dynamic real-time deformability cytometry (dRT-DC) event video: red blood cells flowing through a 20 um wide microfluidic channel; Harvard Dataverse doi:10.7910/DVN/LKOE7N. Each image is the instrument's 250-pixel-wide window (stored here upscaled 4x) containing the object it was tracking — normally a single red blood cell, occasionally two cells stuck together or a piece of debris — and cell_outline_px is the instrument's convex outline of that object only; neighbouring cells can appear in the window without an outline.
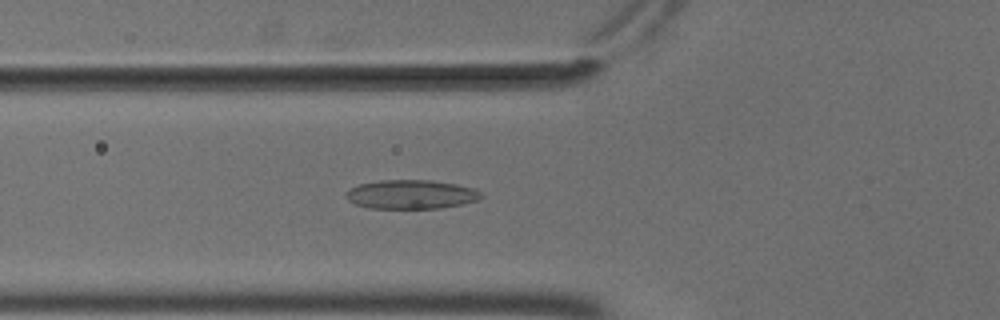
{"species": "common noctule bat (a hibernating species)", "species_latin": "Nyctalus noctula", "temperature_condition": "cold", "stored_images_in_passage": 49, "camera_frame_rate_fps": 3000, "um_per_image_px": 0.085, "animal": {"sex": "male", "body_mass_g": 18.8}, "frame": {"image": 1, "passage_image": 15, "time_ms": 4.667, "image_size_px": [1000, 320], "cell_outline_px": [[484, 196], [476, 200], [460, 204], [440, 208], [368, 208], [356, 204], [348, 200], [344, 196], [348, 188], [360, 184], [380, 180], [432, 180], [456, 184], [472, 188], [480, 192]], "centroid_in_image_um": [34.9, 16.52], "position_along_channel_um": 90.9, "area_um2": 22.77}}
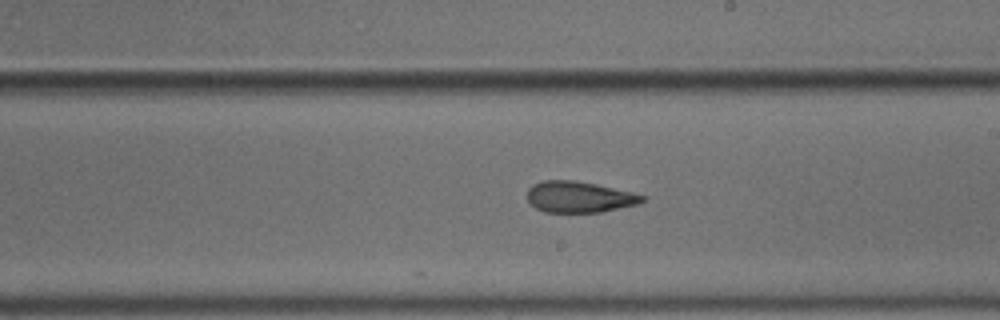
{"frame": {"image": 2, "passage_image": 27, "time_ms": 8.667, "image_size_px": [1000, 320], "cell_outline_px": [[648, 196], [644, 200], [636, 204], [600, 212], [544, 212], [536, 208], [528, 200], [528, 188], [532, 184], [544, 180], [576, 180], [596, 184], [632, 192]], "centroid_in_image_um": [49.22, 16.73], "position_along_channel_um": 239.8, "area_um2": 20.81}}
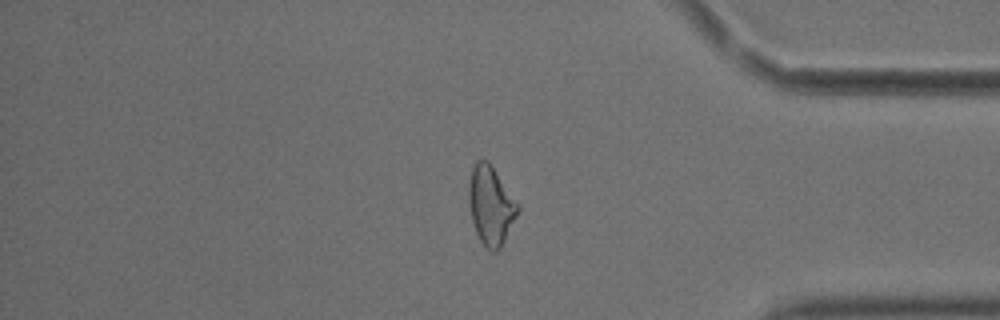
{"frame": {"image": 3, "passage_image": 41, "time_ms": 13.333, "image_size_px": [1000, 320], "cell_outline_px": [[520, 208], [500, 248], [496, 252], [492, 252], [480, 240], [476, 232], [472, 220], [468, 204], [468, 184], [472, 164], [476, 160], [488, 160], [520, 204]], "centroid_in_image_um": [41.7, 17.41], "position_along_channel_um": 393.5, "area_um2": 22.6}, "authors_computed_cell_mechanics": {"area_um2": 22.1952, "velocity_mm_per_s": 3.703, "shape_relaxation_time_tau1_ms": 5.7561, "shape_relaxation_time_tau2_ms": 2.2798, "deformation_change_tau1": 0.1283, "deformation_change_tau2": 0.1208}}